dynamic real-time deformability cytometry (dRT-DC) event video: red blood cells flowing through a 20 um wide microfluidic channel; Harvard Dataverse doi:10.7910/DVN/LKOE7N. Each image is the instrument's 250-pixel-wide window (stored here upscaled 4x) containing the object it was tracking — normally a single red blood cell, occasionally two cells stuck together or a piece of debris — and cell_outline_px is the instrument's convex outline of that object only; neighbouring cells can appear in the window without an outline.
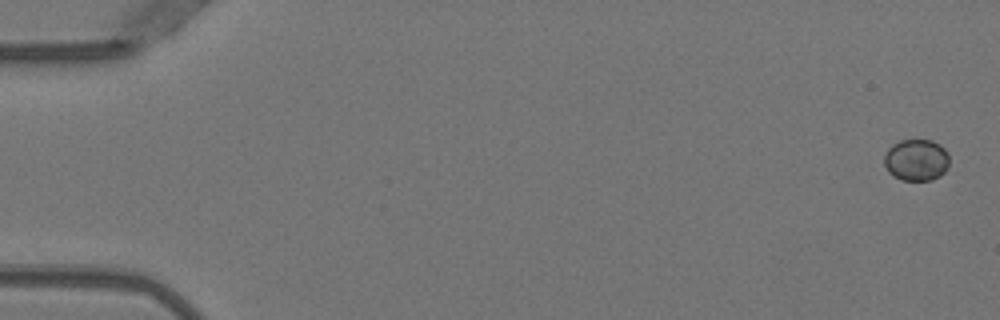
{"species": "Egyptian fruit bat (a non-hibernating species)", "species_latin": "Rousettus aegyptiacus", "temperature_condition": "warm", "stored_images_in_passage": 5, "camera_frame_rate_fps": 3000, "um_per_image_px": 0.085, "animal": {"sex": "female"}, "frame": {"image": 1, "passage_image": 1, "time_ms": 0.0, "image_size_px": [1000, 320], "cell_outline_px": [[948, 168], [940, 176], [932, 180], [900, 180], [892, 176], [888, 172], [884, 164], [884, 156], [888, 148], [892, 144], [900, 140], [932, 140], [940, 144], [948, 152]], "centroid_in_image_um": [77.88, 13.6], "position_along_channel_um": 7.1, "area_um2": 16.07}}
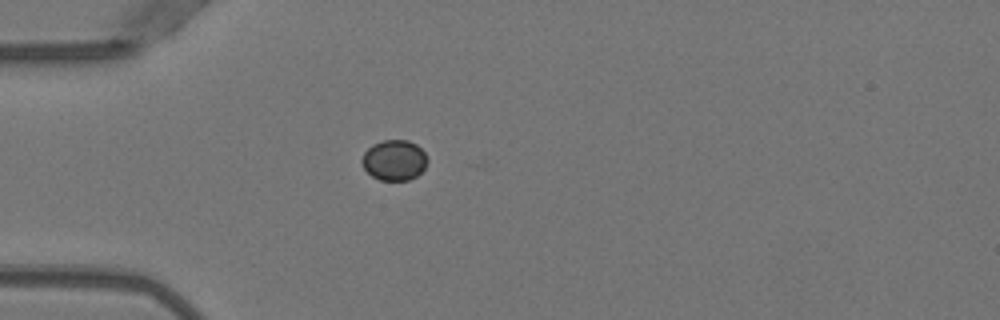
{"frame": {"image": 2, "passage_image": 4, "time_ms": 1.0, "image_size_px": [1000, 320], "cell_outline_px": [[428, 160], [424, 168], [416, 176], [408, 180], [380, 180], [372, 176], [364, 168], [360, 160], [364, 152], [372, 144], [384, 140], [408, 140], [416, 144], [424, 152]], "centroid_in_image_um": [33.49, 13.61], "position_along_channel_um": 51.5, "area_um2": 15.43}}